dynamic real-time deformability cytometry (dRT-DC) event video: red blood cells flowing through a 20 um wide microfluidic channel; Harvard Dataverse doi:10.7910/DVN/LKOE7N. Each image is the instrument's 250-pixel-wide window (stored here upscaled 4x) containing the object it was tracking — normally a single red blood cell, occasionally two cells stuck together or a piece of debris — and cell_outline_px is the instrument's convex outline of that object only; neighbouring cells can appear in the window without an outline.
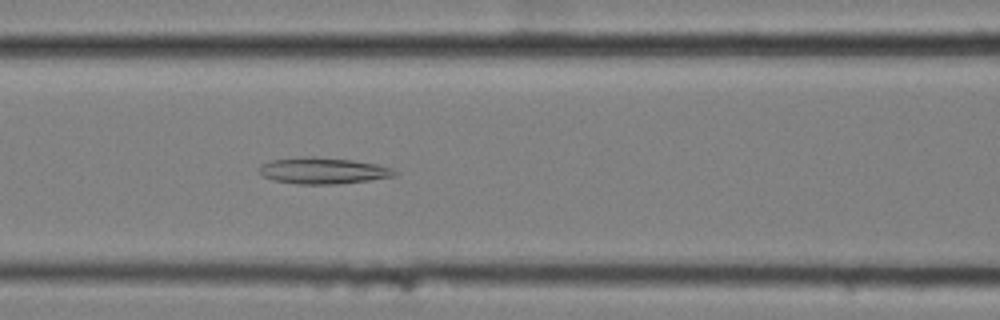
{"species": "common noctule bat (a hibernating species)", "species_latin": "Nyctalus noctula", "temperature_condition": "cold", "stored_images_in_passage": 7, "camera_frame_rate_fps": 3000, "um_per_image_px": 0.085, "animal": {"sex": "female", "body_mass_g": 25.1}, "frame": {"image": 1, "passage_image": 7, "time_ms": 2.0, "image_size_px": [1000, 320], "cell_outline_px": [[396, 172], [392, 176], [368, 180], [336, 184], [296, 184], [276, 180], [264, 176], [260, 172], [260, 168], [264, 164], [272, 160], [312, 156], [352, 160], [376, 164], [392, 168]], "centroid_in_image_um": [27.47, 14.51], "position_along_channel_um": 139.1, "area_um2": 20.23}}